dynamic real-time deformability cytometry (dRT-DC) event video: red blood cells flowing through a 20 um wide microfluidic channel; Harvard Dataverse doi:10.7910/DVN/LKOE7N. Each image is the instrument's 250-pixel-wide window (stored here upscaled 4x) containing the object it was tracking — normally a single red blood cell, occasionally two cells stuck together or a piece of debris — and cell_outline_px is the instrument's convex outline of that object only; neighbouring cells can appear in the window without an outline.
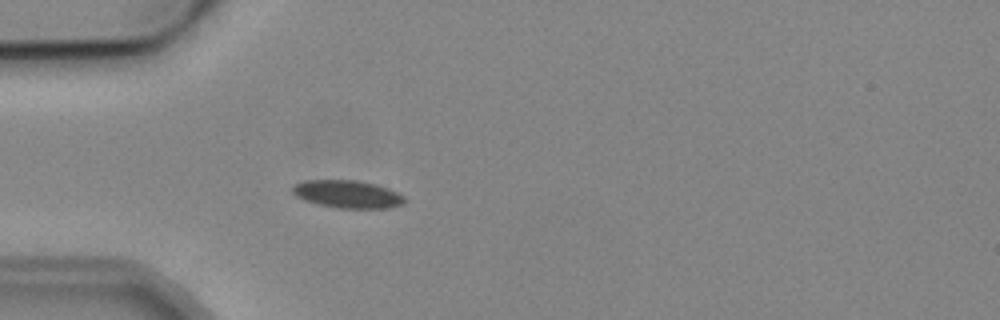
{"species": "common noctule bat (a hibernating species)", "species_latin": "Nyctalus noctula", "temperature_condition": "cold", "stored_images_in_passage": 5, "camera_frame_rate_fps": 3000, "um_per_image_px": 0.085, "animal": {"sex": "male", "body_mass_g": 19.2, "forearm_length_mm": 51.8}, "frame": {"image": 1, "passage_image": 5, "time_ms": 4.333, "image_size_px": [1000, 320], "cell_outline_px": [[404, 204], [388, 208], [336, 208], [304, 200], [296, 196], [292, 192], [292, 184], [304, 180], [356, 180], [376, 184], [388, 188], [404, 196]], "centroid_in_image_um": [29.51, 16.49], "position_along_channel_um": 55.5, "area_um2": 18.15}}